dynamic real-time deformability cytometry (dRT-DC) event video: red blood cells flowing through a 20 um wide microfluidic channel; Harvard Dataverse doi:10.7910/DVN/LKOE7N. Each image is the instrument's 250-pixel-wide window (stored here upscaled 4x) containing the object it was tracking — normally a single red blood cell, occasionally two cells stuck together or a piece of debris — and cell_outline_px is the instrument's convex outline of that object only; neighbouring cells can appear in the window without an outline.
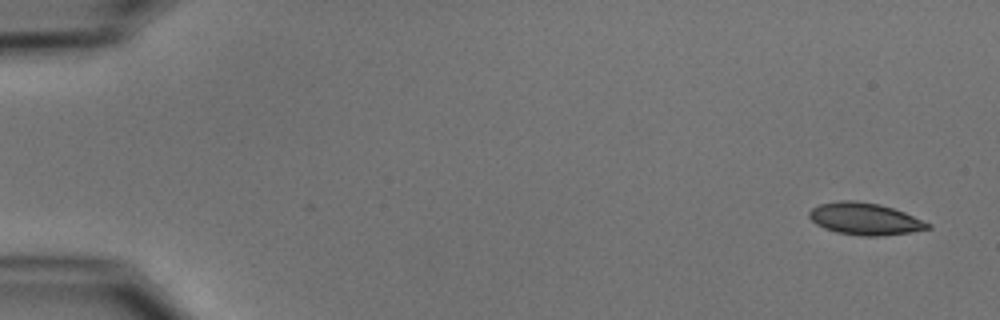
{"species": "common noctule bat (a hibernating species)", "species_latin": "Nyctalus noctula", "temperature_condition": "cold", "stored_images_in_passage": 5, "camera_frame_rate_fps": 3000, "um_per_image_px": 0.085, "animal": {"sex": "male", "body_mass_g": 15.6}, "frame": {"image": 1, "passage_image": 1, "time_ms": 0.0, "image_size_px": [1000, 320], "cell_outline_px": [[932, 228], [908, 232], [880, 236], [864, 236], [836, 232], [824, 228], [816, 224], [808, 216], [808, 212], [812, 208], [820, 204], [840, 200], [856, 200], [880, 204], [904, 212], [932, 224]], "centroid_in_image_um": [73.5, 18.59], "position_along_channel_um": 11.5, "area_um2": 22.08}}
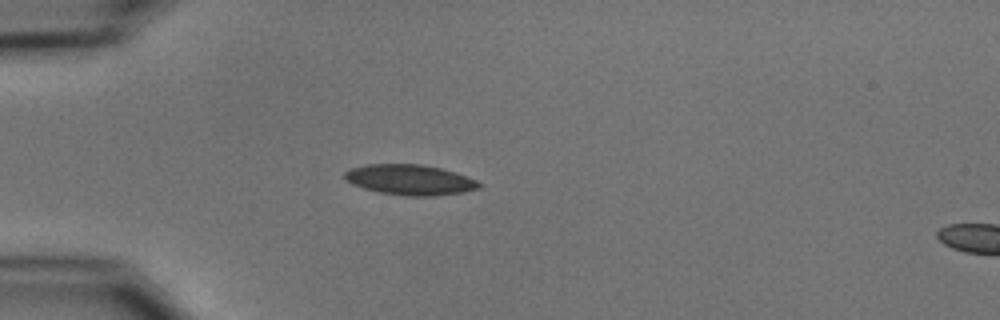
{"frame": {"image": 2, "passage_image": 4, "time_ms": 4.333, "image_size_px": [1000, 320], "cell_outline_px": [[484, 184], [480, 188], [464, 192], [436, 196], [404, 196], [380, 192], [364, 188], [352, 184], [344, 180], [344, 172], [348, 168], [368, 164], [424, 164], [456, 172], [476, 180]], "centroid_in_image_um": [34.85, 15.28], "position_along_channel_um": 50.2, "area_um2": 24.1}}